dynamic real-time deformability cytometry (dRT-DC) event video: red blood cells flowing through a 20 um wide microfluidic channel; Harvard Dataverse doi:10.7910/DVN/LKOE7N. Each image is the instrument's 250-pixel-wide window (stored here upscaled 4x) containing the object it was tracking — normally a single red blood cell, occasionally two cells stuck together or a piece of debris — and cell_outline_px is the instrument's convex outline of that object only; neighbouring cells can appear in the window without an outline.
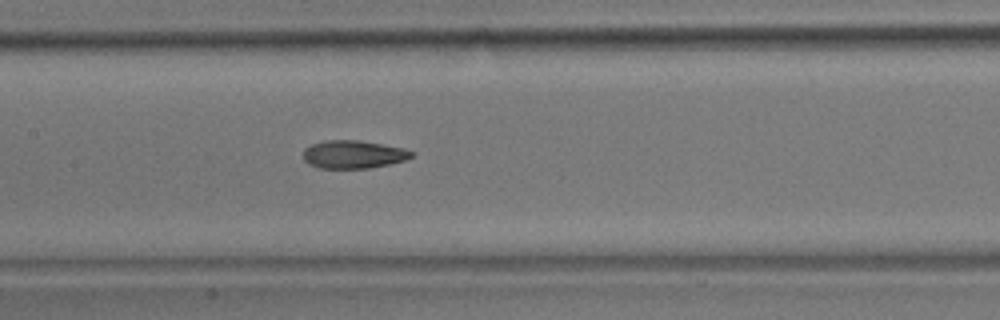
{"species": "common noctule bat (a hibernating species)", "species_latin": "Nyctalus noctula", "temperature_condition": "room temperature", "stored_images_in_passage": 7, "camera_frame_rate_fps": 3000, "um_per_image_px": 0.085, "animal": {"sex": "male", "body_mass_g": 17.9}, "frame": {"image": 1, "passage_image": 7, "time_ms": 8.0, "image_size_px": [1000, 320], "cell_outline_px": [[416, 152], [412, 156], [404, 160], [388, 164], [368, 168], [320, 168], [308, 164], [304, 160], [304, 148], [312, 144], [324, 140], [360, 140], [404, 148]], "centroid_in_image_um": [30.03, 13.11], "position_along_channel_um": 177.4, "area_um2": 17.69}}